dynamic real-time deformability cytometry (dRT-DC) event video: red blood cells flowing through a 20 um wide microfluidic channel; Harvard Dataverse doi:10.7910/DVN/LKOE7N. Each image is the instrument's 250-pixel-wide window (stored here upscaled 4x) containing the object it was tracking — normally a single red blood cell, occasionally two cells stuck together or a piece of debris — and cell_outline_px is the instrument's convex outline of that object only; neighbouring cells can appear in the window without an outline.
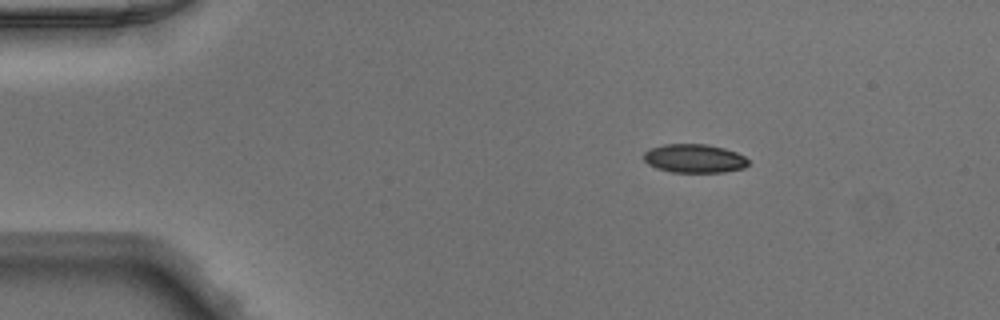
{"species": "Egyptian fruit bat (a non-hibernating species)", "species_latin": "Rousettus aegyptiacus", "temperature_condition": "warm", "stored_images_in_passage": 42, "camera_frame_rate_fps": 3000, "um_per_image_px": 0.085, "animal": {"sex": "male"}, "frame": {"image": 1, "passage_image": 1, "time_ms": 0.0, "image_size_px": [1000, 320], "cell_outline_px": [[748, 164], [744, 168], [724, 172], [672, 172], [656, 168], [648, 164], [644, 160], [644, 152], [652, 148], [664, 144], [708, 144], [724, 148], [736, 152], [744, 156], [748, 160]], "centroid_in_image_um": [59.02, 13.47], "position_along_channel_um": 26.0, "area_um2": 17.46}}
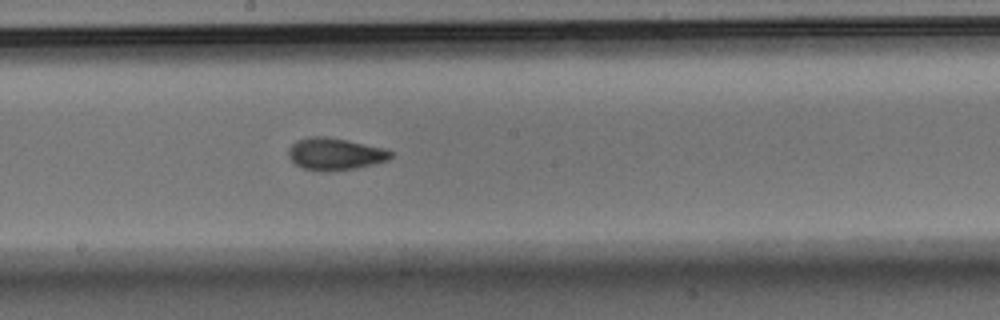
{"frame": {"image": 2, "passage_image": 20, "time_ms": 6.333, "image_size_px": [1000, 320], "cell_outline_px": [[392, 156], [388, 160], [356, 168], [304, 168], [296, 164], [288, 156], [288, 148], [296, 140], [308, 136], [328, 136], [348, 140], [384, 148], [392, 152]], "centroid_in_image_um": [28.48, 13.02], "position_along_channel_um": 219.7, "area_um2": 18.44}}
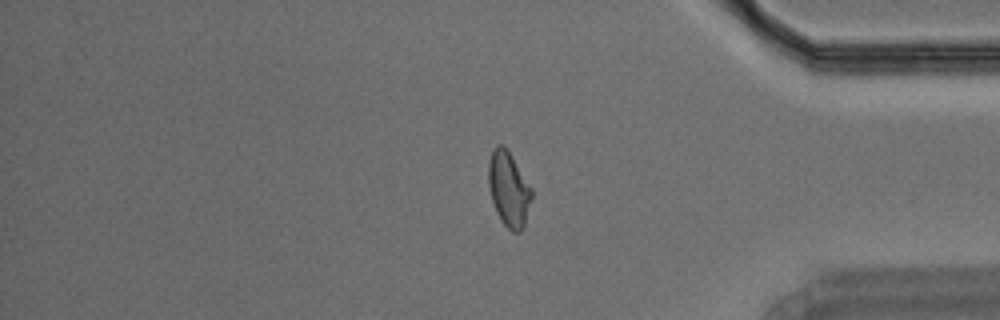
{"frame": {"image": 3, "passage_image": 34, "time_ms": 11.0, "image_size_px": [1000, 320], "cell_outline_px": [[532, 196], [524, 224], [520, 232], [512, 232], [500, 220], [496, 212], [492, 200], [488, 184], [488, 164], [492, 148], [496, 144], [504, 144], [508, 148], [532, 188]], "centroid_in_image_um": [43.22, 16.01], "position_along_channel_um": 392.0, "area_um2": 19.07}}